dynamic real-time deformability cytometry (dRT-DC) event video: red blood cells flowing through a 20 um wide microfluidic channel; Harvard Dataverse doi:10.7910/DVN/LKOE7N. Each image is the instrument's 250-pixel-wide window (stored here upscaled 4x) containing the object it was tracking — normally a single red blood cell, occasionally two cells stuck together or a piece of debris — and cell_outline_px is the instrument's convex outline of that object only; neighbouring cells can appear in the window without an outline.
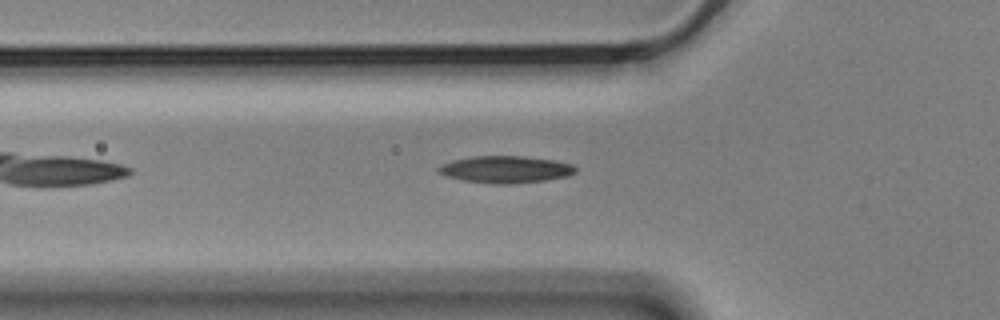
{"species": "Egyptian fruit bat (a non-hibernating species)", "species_latin": "Rousettus aegyptiacus", "temperature_condition": "cold", "stored_images_in_passage": 6, "camera_frame_rate_fps": 3000, "um_per_image_px": 0.085, "animal": {"sex": "male"}, "frame": {"image": 1, "passage_image": 6, "time_ms": 1.667, "image_size_px": [1000, 320], "cell_outline_px": [[576, 172], [568, 176], [544, 180], [508, 184], [496, 184], [464, 180], [448, 176], [440, 172], [436, 168], [440, 164], [452, 160], [472, 156], [524, 156], [552, 160], [572, 164], [576, 168]], "centroid_in_image_um": [42.97, 14.39], "position_along_channel_um": 82.8, "area_um2": 21.39}}